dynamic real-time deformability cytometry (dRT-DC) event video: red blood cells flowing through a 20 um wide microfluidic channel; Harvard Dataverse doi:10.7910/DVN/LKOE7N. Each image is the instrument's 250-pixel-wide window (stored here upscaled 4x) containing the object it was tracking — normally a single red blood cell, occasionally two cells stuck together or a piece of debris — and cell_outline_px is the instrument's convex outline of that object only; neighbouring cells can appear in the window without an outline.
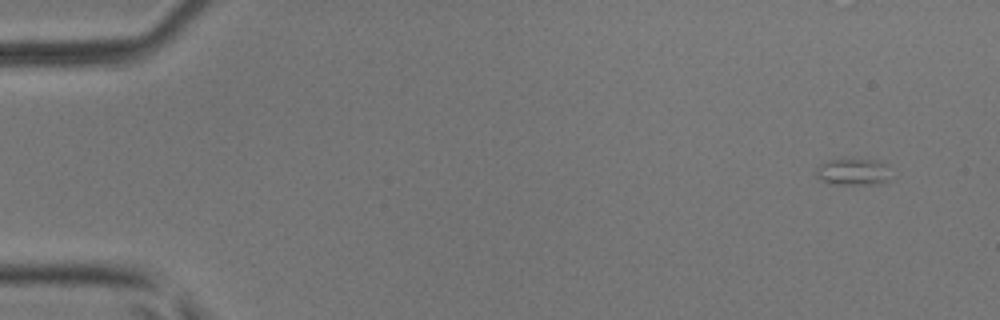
{"species": "common noctule bat (a hibernating species)", "species_latin": "Nyctalus noctula", "temperature_condition": "room temperature", "stored_images_in_passage": 6, "camera_frame_rate_fps": 3000, "um_per_image_px": 0.085, "animal": {"sex": "male", "body_mass_g": 17.9, "forearm_length_mm": 54.2}, "frame": {"image": 1, "passage_image": 1, "time_ms": 0.0, "image_size_px": [1000, 320], "cell_outline_px": [[888, 180], [880, 184], [828, 184], [816, 172], [816, 168], [820, 164], [828, 160], [844, 156], [852, 156], [876, 160], [884, 164]], "centroid_in_image_um": [72.46, 14.54], "position_along_channel_um": 12.5, "area_um2": 11.91}}